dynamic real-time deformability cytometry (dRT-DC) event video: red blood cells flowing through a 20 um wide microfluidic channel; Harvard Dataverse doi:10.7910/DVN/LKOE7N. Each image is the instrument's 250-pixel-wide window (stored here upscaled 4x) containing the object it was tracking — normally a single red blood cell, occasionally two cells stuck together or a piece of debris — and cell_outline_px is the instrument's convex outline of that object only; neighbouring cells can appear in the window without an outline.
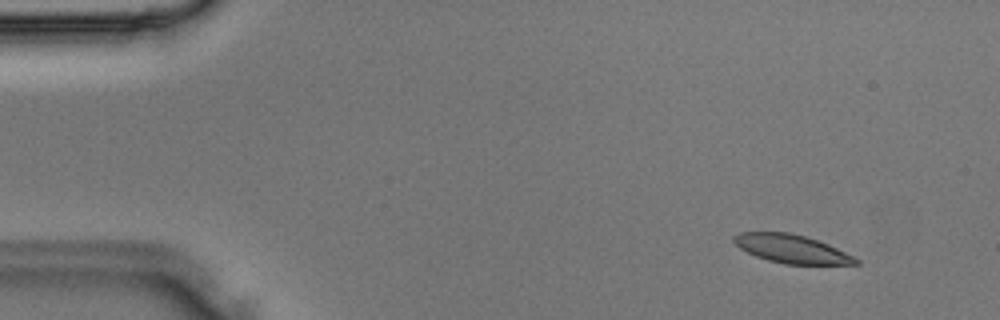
{"species": "Egyptian fruit bat (a non-hibernating species)", "species_latin": "Rousettus aegyptiacus", "temperature_condition": "room temperature", "stored_images_in_passage": 3, "camera_frame_rate_fps": 3000, "um_per_image_px": 0.085, "animal": {"sex": "male"}, "frame": {"image": 1, "passage_image": 2, "time_ms": 0.333, "image_size_px": [1000, 320], "cell_outline_px": [[860, 264], [784, 264], [768, 260], [756, 256], [740, 248], [732, 240], [732, 236], [740, 232], [788, 232], [804, 236], [828, 244], [860, 260]], "centroid_in_image_um": [67.25, 21.15], "position_along_channel_um": 17.7, "area_um2": 19.94}}